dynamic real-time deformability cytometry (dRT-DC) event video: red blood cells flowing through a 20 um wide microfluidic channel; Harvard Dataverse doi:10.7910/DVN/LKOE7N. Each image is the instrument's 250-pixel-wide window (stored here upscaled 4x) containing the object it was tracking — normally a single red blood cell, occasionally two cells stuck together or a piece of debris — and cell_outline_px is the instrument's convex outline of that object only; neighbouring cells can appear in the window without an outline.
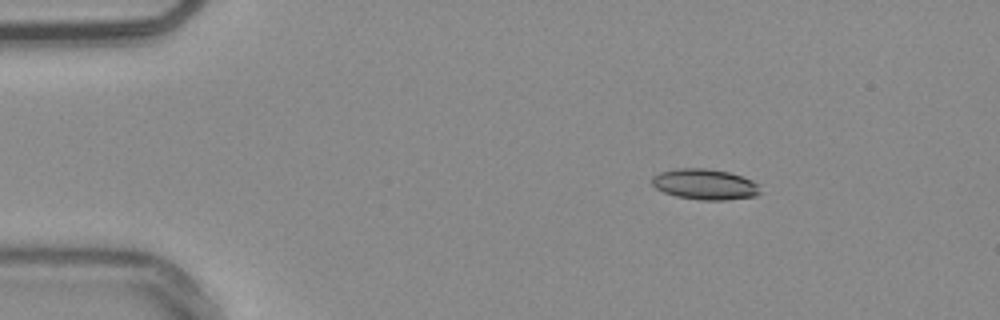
{"species": "common noctule bat (a hibernating species)", "species_latin": "Nyctalus noctula", "temperature_condition": "warm", "stored_images_in_passage": 46, "camera_frame_rate_fps": 3000, "um_per_image_px": 0.085, "animal": {"sex": "male", "body_mass_g": 20.4}, "frame": {"image": 1, "passage_image": 1, "time_ms": 0.0, "image_size_px": [1000, 320], "cell_outline_px": [[760, 192], [756, 196], [728, 200], [700, 200], [676, 196], [664, 192], [656, 188], [652, 184], [652, 176], [660, 172], [680, 168], [704, 168], [728, 172], [752, 180], [760, 184]], "centroid_in_image_um": [59.93, 15.67], "position_along_channel_um": 25.1, "area_um2": 19.36}}
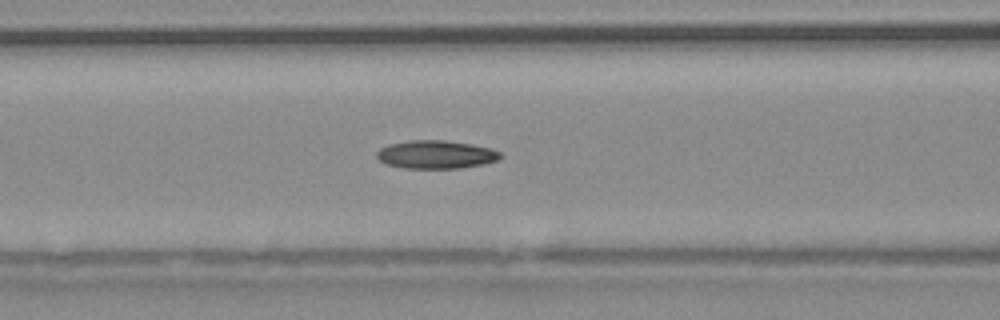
{"frame": {"image": 2, "passage_image": 15, "time_ms": 4.667, "image_size_px": [1000, 320], "cell_outline_px": [[504, 156], [496, 160], [484, 164], [460, 168], [404, 168], [388, 164], [380, 160], [376, 156], [376, 152], [380, 148], [388, 144], [412, 140], [444, 140], [472, 144], [492, 148], [500, 152]], "centroid_in_image_um": [37.08, 13.13], "position_along_channel_um": 129.5, "area_um2": 20.35}}
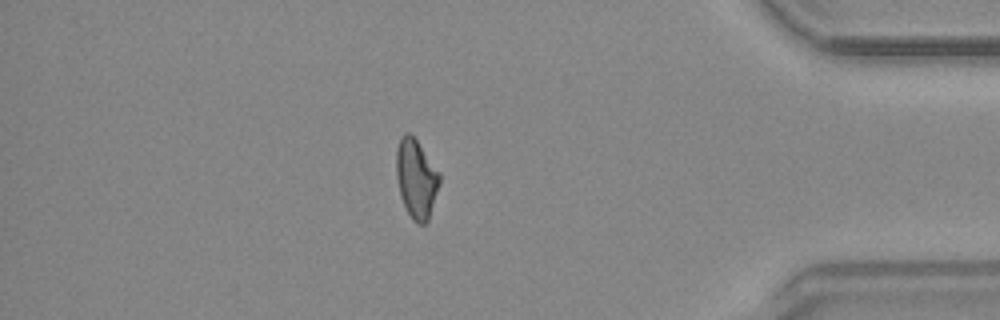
{"frame": {"image": 3, "passage_image": 39, "time_ms": 12.667, "image_size_px": [1000, 320], "cell_outline_px": [[440, 184], [428, 220], [424, 224], [416, 224], [412, 220], [400, 196], [396, 176], [396, 148], [404, 132], [408, 132], [416, 140], [440, 172]], "centroid_in_image_um": [35.38, 15.2], "position_along_channel_um": 399.8, "area_um2": 19.88}, "authors_computed_cell_mechanics": {"area_um2": 19.5942, "velocity_mm_per_s": 3.8178, "shape_relaxation_time_tau1_ms": null, "shape_relaxation_time_tau2_ms": 4.478, "deformation_change_tau1": null, "deformation_change_tau2": 0.1158}}